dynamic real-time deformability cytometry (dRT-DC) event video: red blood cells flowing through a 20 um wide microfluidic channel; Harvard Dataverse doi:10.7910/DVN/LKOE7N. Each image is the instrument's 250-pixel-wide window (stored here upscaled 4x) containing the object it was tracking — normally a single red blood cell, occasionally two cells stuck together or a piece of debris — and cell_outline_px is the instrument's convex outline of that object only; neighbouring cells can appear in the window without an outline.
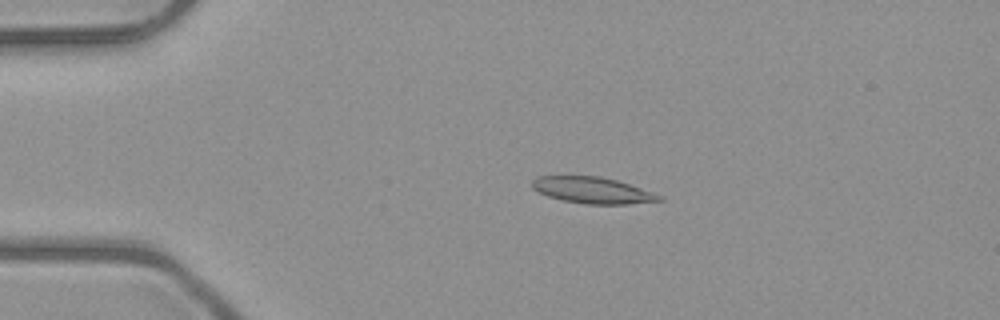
{"species": "common noctule bat (a hibernating species)", "species_latin": "Nyctalus noctula", "temperature_condition": "room temperature", "stored_images_in_passage": 43, "camera_frame_rate_fps": 3000, "um_per_image_px": 0.085, "animal": {"sex": "male", "body_mass_g": 23.1, "forearm_length_mm": 52.7}, "frame": {"image": 1, "passage_image": 3, "time_ms": 0.667, "image_size_px": [1000, 320], "cell_outline_px": [[664, 200], [628, 204], [584, 204], [564, 200], [548, 196], [532, 188], [532, 180], [536, 176], [600, 176], [616, 180], [664, 196]], "centroid_in_image_um": [50.37, 16.17], "position_along_channel_um": 34.6, "area_um2": 19.36}}
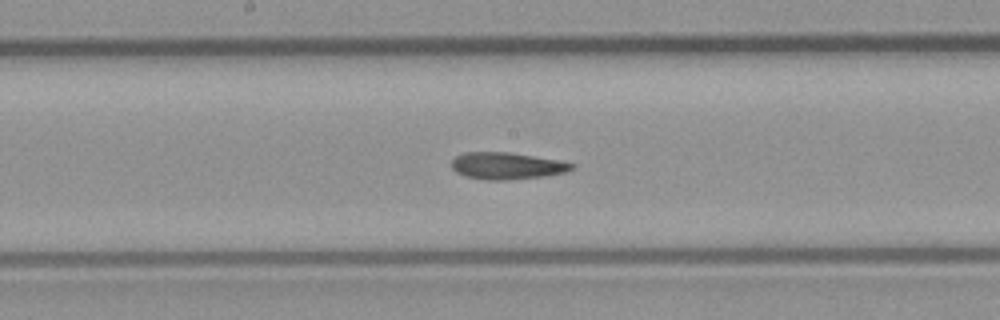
{"frame": {"image": 2, "passage_image": 19, "time_ms": 6.0, "image_size_px": [1000, 320], "cell_outline_px": [[576, 168], [564, 172], [544, 176], [508, 180], [488, 180], [464, 176], [456, 172], [452, 168], [452, 160], [456, 156], [464, 152], [508, 152], [556, 160], [576, 164]], "centroid_in_image_um": [43.06, 14.1], "position_along_channel_um": 205.1, "area_um2": 18.73}}
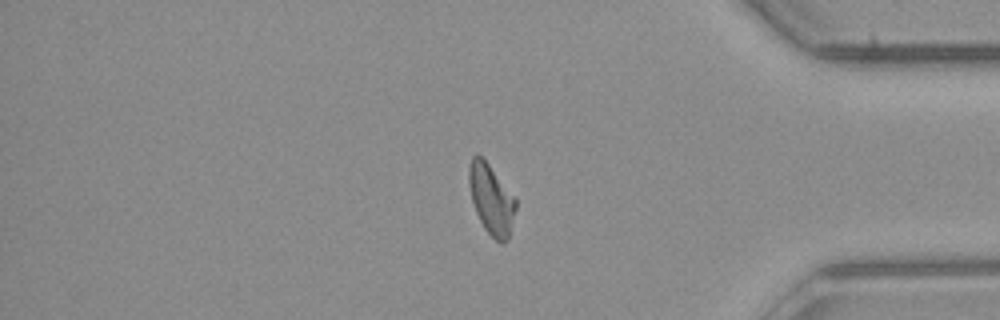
{"frame": {"image": 3, "passage_image": 35, "time_ms": 11.333, "image_size_px": [1000, 320], "cell_outline_px": [[516, 208], [508, 240], [504, 244], [500, 244], [484, 228], [476, 212], [472, 200], [468, 184], [468, 168], [472, 156], [476, 152], [488, 164], [516, 196]], "centroid_in_image_um": [41.77, 16.93], "position_along_channel_um": 393.4, "area_um2": 19.25}, "authors_computed_cell_mechanics": {"area_um2": 18.9006, "velocity_mm_per_s": 4.0216, "shape_relaxation_time_tau1_ms": null, "shape_relaxation_time_tau2_ms": 3.0305, "deformation_change_tau1": null, "deformation_change_tau2": 0.1092}}